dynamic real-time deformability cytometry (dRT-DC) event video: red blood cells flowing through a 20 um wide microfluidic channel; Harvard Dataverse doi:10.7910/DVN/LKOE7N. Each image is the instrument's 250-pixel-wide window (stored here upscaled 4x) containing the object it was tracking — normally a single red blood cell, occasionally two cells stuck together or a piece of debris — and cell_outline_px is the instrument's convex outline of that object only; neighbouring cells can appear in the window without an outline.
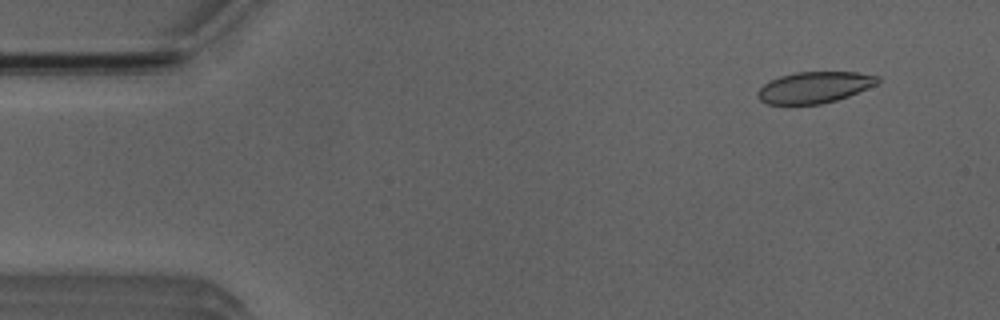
{"species": "Egyptian fruit bat (a non-hibernating species)", "species_latin": "Rousettus aegyptiacus", "temperature_condition": "room temperature", "stored_images_in_passage": 48, "camera_frame_rate_fps": 3000, "um_per_image_px": 0.085, "animal": {"sex": "male"}, "frame": {"image": 1, "passage_image": 4, "time_ms": 1.0, "image_size_px": [1000, 320], "cell_outline_px": [[880, 80], [876, 84], [848, 96], [836, 100], [820, 104], [768, 104], [760, 100], [756, 96], [756, 92], [764, 84], [780, 76], [796, 72], [856, 72], [880, 76]], "centroid_in_image_um": [69.21, 7.42], "position_along_channel_um": 15.8, "area_um2": 21.73}}
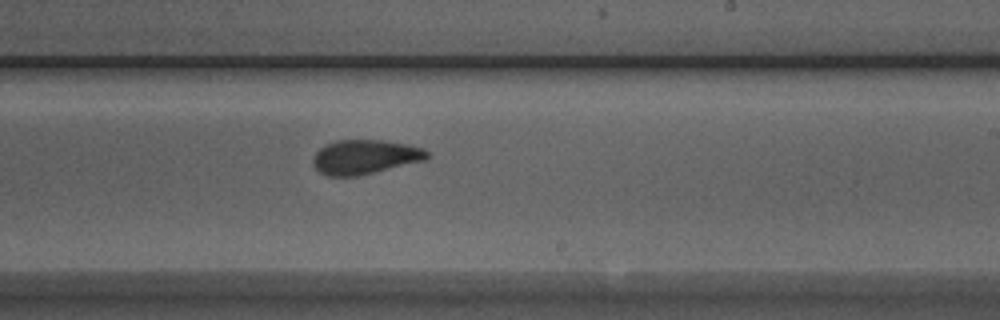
{"frame": {"image": 2, "passage_image": 30, "time_ms": 9.667, "image_size_px": [1000, 320], "cell_outline_px": [[428, 156], [424, 160], [356, 176], [328, 176], [320, 172], [312, 164], [312, 160], [316, 152], [324, 144], [336, 140], [384, 140], [408, 144], [424, 148], [428, 152]], "centroid_in_image_um": [30.99, 13.32], "position_along_channel_um": 258.0, "area_um2": 22.72}}
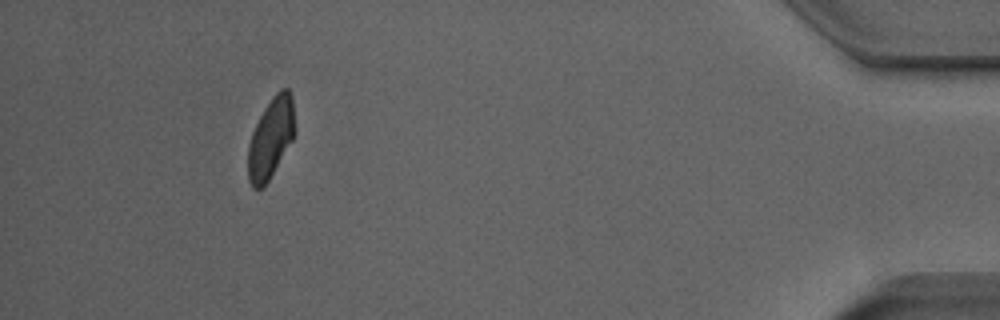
{"frame": {"image": 3, "passage_image": 47, "time_ms": 15.333, "image_size_px": [1000, 320], "cell_outline_px": [[296, 132], [292, 140], [264, 188], [252, 188], [248, 180], [248, 144], [252, 132], [264, 108], [272, 96], [280, 88], [288, 88], [292, 96]], "centroid_in_image_um": [23.02, 11.73], "position_along_channel_um": 412.2, "area_um2": 22.08}}